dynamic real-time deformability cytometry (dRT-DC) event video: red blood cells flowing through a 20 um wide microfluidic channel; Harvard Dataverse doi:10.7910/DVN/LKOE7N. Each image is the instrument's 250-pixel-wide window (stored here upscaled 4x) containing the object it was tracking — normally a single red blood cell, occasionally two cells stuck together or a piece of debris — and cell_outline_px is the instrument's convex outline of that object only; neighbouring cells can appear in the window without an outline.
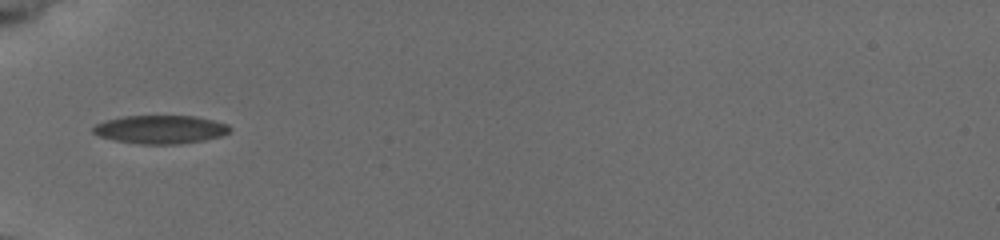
{"species": "common noctule bat (a hibernating species)", "species_latin": "Nyctalus noctula", "temperature_condition": "cold", "stored_images_in_passage": 10, "camera_frame_rate_fps": 3000, "um_per_image_px": 0.085, "animal": {"sex": "female", "body_mass_g": 19.5, "forearm_length_mm": 54.1}, "frame": {"image": 1, "passage_image": 1, "time_ms": 0.0, "image_size_px": [1000, 240], "cell_outline_px": [[232, 132], [220, 136], [204, 140], [180, 144], [140, 144], [116, 140], [100, 136], [92, 132], [92, 128], [96, 124], [120, 116], [196, 116], [228, 124], [232, 128]], "centroid_in_image_um": [13.68, 11.0], "position_along_channel_um": 71.3, "area_um2": 22.6}}
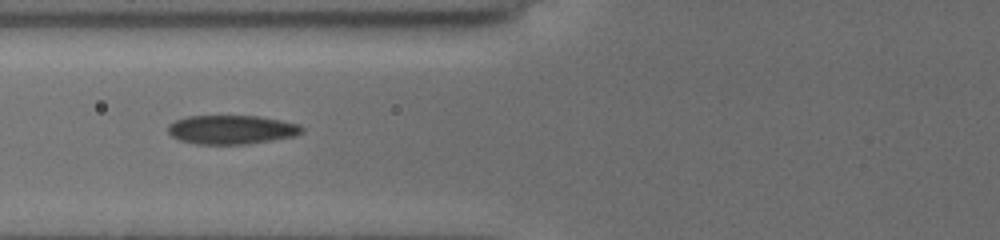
{"frame": {"image": 2, "passage_image": 4, "time_ms": 1.0, "image_size_px": [1000, 240], "cell_outline_px": [[304, 132], [296, 136], [248, 144], [196, 144], [180, 140], [172, 136], [168, 132], [168, 124], [176, 120], [188, 116], [256, 116], [280, 120], [300, 124], [304, 128]], "centroid_in_image_um": [19.71, 11.02], "position_along_channel_um": 106.1, "area_um2": 22.66}}